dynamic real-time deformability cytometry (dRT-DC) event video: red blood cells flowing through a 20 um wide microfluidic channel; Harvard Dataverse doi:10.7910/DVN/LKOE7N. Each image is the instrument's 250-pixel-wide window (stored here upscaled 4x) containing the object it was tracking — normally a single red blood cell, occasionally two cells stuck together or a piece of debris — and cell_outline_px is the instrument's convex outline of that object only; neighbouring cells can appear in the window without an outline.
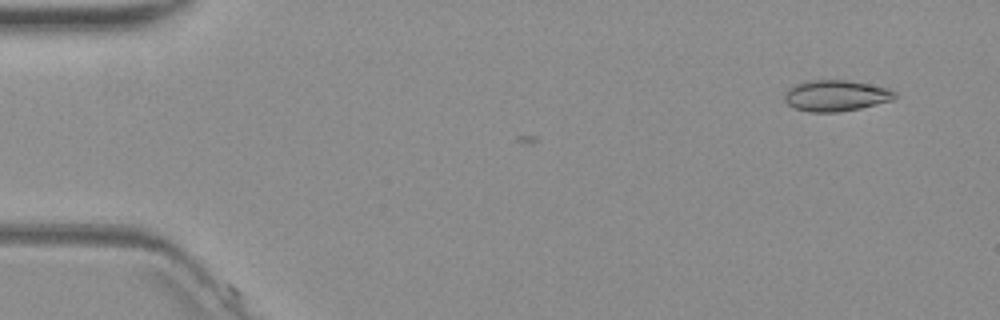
{"species": "common noctule bat (a hibernating species)", "species_latin": "Nyctalus noctula", "temperature_condition": "warm", "stored_images_in_passage": 3, "camera_frame_rate_fps": 3000, "um_per_image_px": 0.085, "animal": {"sex": "female", "body_mass_g": 19.3, "forearm_length_mm": 54.1}, "frame": {"image": 1, "passage_image": 1, "time_ms": 0.0, "image_size_px": [1000, 320], "cell_outline_px": [[900, 96], [892, 100], [860, 108], [836, 112], [808, 112], [792, 108], [784, 100], [784, 92], [788, 88], [796, 84], [812, 80], [848, 80], [888, 88], [896, 92]], "centroid_in_image_um": [71.04, 8.13], "position_along_channel_um": 14.0, "area_um2": 20.11}}